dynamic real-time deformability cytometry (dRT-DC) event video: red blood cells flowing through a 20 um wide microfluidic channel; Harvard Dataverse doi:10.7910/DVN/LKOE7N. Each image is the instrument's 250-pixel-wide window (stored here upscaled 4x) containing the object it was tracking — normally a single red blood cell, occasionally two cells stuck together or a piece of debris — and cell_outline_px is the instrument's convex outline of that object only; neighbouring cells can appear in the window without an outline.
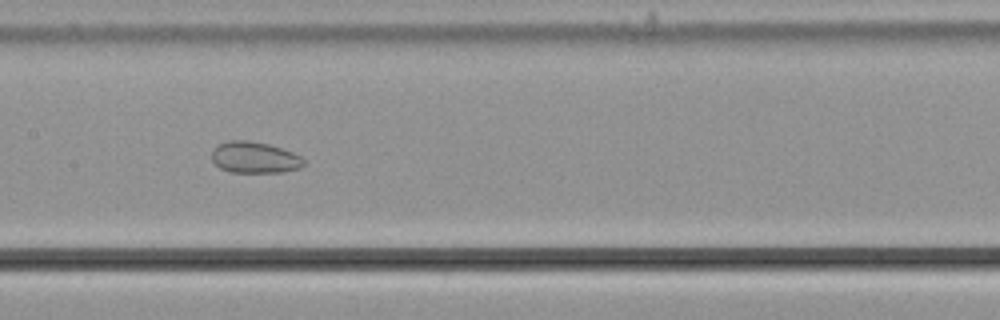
{"species": "common noctule bat (a hibernating species)", "species_latin": "Nyctalus noctula", "temperature_condition": "cold", "stored_images_in_passage": 49, "camera_frame_rate_fps": 3000, "um_per_image_px": 0.085, "animal": {"sex": "male", "body_mass_g": 21.5, "forearm_length_mm": 52.0}, "frame": {"image": 1, "passage_image": 21, "time_ms": 6.667, "image_size_px": [1000, 320], "cell_outline_px": [[304, 164], [300, 168], [284, 172], [232, 172], [220, 168], [212, 160], [212, 152], [220, 144], [228, 140], [248, 140], [268, 144], [292, 152], [300, 156], [304, 160]], "centroid_in_image_um": [21.65, 13.39], "position_along_channel_um": 185.7, "area_um2": 16.65}}
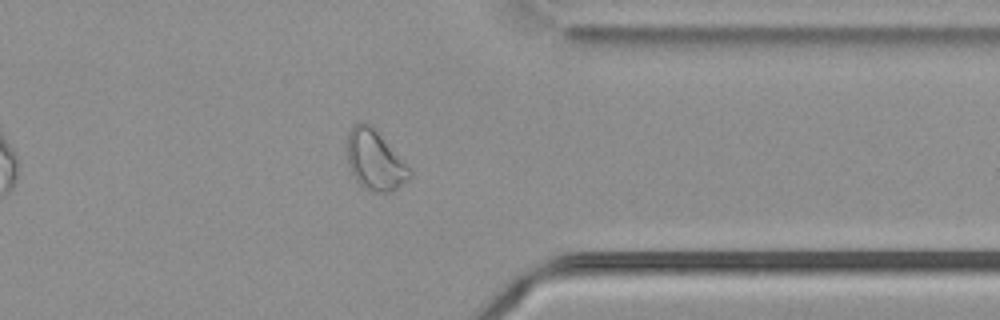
{"frame": {"image": 2, "passage_image": 37, "time_ms": 12.0, "image_size_px": [1000, 320], "cell_outline_px": [[412, 176], [408, 180], [392, 192], [372, 192], [364, 188], [356, 180], [348, 164], [348, 132], [356, 124], [368, 124], [376, 128], [412, 172]], "centroid_in_image_um": [31.88, 13.65], "position_along_channel_um": 379.5, "area_um2": 21.5}}
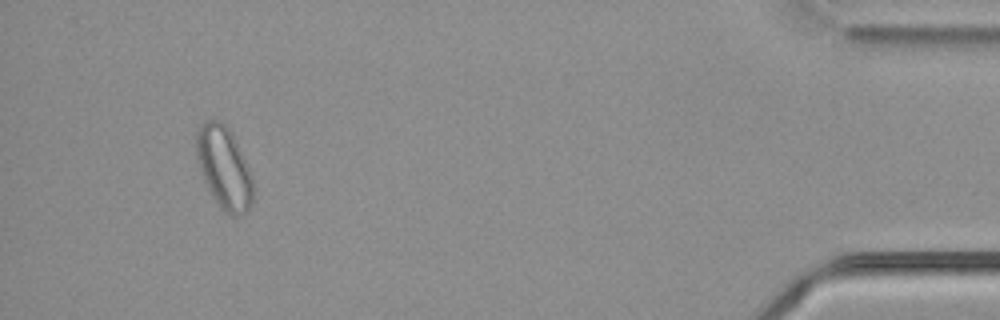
{"frame": {"image": 3, "passage_image": 45, "time_ms": 14.667, "image_size_px": [1000, 320], "cell_outline_px": [[252, 204], [248, 212], [244, 216], [232, 216], [224, 212], [220, 208], [212, 196], [204, 180], [196, 160], [196, 132], [200, 124], [204, 120], [220, 120], [232, 132], [248, 164], [252, 176]], "centroid_in_image_um": [19.04, 14.27], "position_along_channel_um": 416.2, "area_um2": 27.69}, "authors_computed_cell_mechanics": {"area_um2": 21.7328, "velocity_mm_per_s": 3.7669, "shape_relaxation_time_tau1_ms": null, "shape_relaxation_time_tau2_ms": 2.8952, "deformation_change_tau1": null, "deformation_change_tau2": 0.0801}}